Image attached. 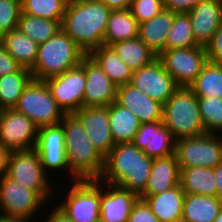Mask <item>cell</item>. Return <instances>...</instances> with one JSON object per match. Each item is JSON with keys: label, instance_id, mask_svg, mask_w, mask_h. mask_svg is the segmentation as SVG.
I'll use <instances>...</instances> for the list:
<instances>
[{"label": "cell", "instance_id": "obj_1", "mask_svg": "<svg viewBox=\"0 0 222 222\" xmlns=\"http://www.w3.org/2000/svg\"><path fill=\"white\" fill-rule=\"evenodd\" d=\"M153 158L132 142L115 144L104 157V169L99 181L129 190L139 197L145 192Z\"/></svg>", "mask_w": 222, "mask_h": 222}, {"label": "cell", "instance_id": "obj_2", "mask_svg": "<svg viewBox=\"0 0 222 222\" xmlns=\"http://www.w3.org/2000/svg\"><path fill=\"white\" fill-rule=\"evenodd\" d=\"M111 12L99 0H69L61 29L88 55L104 44Z\"/></svg>", "mask_w": 222, "mask_h": 222}, {"label": "cell", "instance_id": "obj_3", "mask_svg": "<svg viewBox=\"0 0 222 222\" xmlns=\"http://www.w3.org/2000/svg\"><path fill=\"white\" fill-rule=\"evenodd\" d=\"M64 128L66 158L71 180H99L104 157L89 140L88 133L75 114H66L60 123Z\"/></svg>", "mask_w": 222, "mask_h": 222}, {"label": "cell", "instance_id": "obj_4", "mask_svg": "<svg viewBox=\"0 0 222 222\" xmlns=\"http://www.w3.org/2000/svg\"><path fill=\"white\" fill-rule=\"evenodd\" d=\"M86 53L61 29L47 41L40 43L32 79L46 80L78 66Z\"/></svg>", "mask_w": 222, "mask_h": 222}, {"label": "cell", "instance_id": "obj_5", "mask_svg": "<svg viewBox=\"0 0 222 222\" xmlns=\"http://www.w3.org/2000/svg\"><path fill=\"white\" fill-rule=\"evenodd\" d=\"M163 123L175 140L205 133L197 96L189 87H178L164 104Z\"/></svg>", "mask_w": 222, "mask_h": 222}, {"label": "cell", "instance_id": "obj_6", "mask_svg": "<svg viewBox=\"0 0 222 222\" xmlns=\"http://www.w3.org/2000/svg\"><path fill=\"white\" fill-rule=\"evenodd\" d=\"M6 176L34 191L47 206L49 198L52 197L51 194H54L56 192L54 190L58 189L53 188L55 179L44 172L39 155L34 148L11 151Z\"/></svg>", "mask_w": 222, "mask_h": 222}, {"label": "cell", "instance_id": "obj_7", "mask_svg": "<svg viewBox=\"0 0 222 222\" xmlns=\"http://www.w3.org/2000/svg\"><path fill=\"white\" fill-rule=\"evenodd\" d=\"M14 110L27 116L38 128L60 124L66 115L44 80L31 79Z\"/></svg>", "mask_w": 222, "mask_h": 222}, {"label": "cell", "instance_id": "obj_8", "mask_svg": "<svg viewBox=\"0 0 222 222\" xmlns=\"http://www.w3.org/2000/svg\"><path fill=\"white\" fill-rule=\"evenodd\" d=\"M65 189V198L57 205L74 222H97L100 220L101 181L77 180Z\"/></svg>", "mask_w": 222, "mask_h": 222}, {"label": "cell", "instance_id": "obj_9", "mask_svg": "<svg viewBox=\"0 0 222 222\" xmlns=\"http://www.w3.org/2000/svg\"><path fill=\"white\" fill-rule=\"evenodd\" d=\"M174 154L180 168H214L222 163V134L204 133L178 139Z\"/></svg>", "mask_w": 222, "mask_h": 222}, {"label": "cell", "instance_id": "obj_10", "mask_svg": "<svg viewBox=\"0 0 222 222\" xmlns=\"http://www.w3.org/2000/svg\"><path fill=\"white\" fill-rule=\"evenodd\" d=\"M157 58L178 87H189L208 62L203 46L164 50Z\"/></svg>", "mask_w": 222, "mask_h": 222}, {"label": "cell", "instance_id": "obj_11", "mask_svg": "<svg viewBox=\"0 0 222 222\" xmlns=\"http://www.w3.org/2000/svg\"><path fill=\"white\" fill-rule=\"evenodd\" d=\"M53 98L65 114H75L83 107L86 84L85 57L66 72L45 80Z\"/></svg>", "mask_w": 222, "mask_h": 222}, {"label": "cell", "instance_id": "obj_12", "mask_svg": "<svg viewBox=\"0 0 222 222\" xmlns=\"http://www.w3.org/2000/svg\"><path fill=\"white\" fill-rule=\"evenodd\" d=\"M45 202L32 190L3 176L0 179V217L33 218ZM38 212V213H37Z\"/></svg>", "mask_w": 222, "mask_h": 222}, {"label": "cell", "instance_id": "obj_13", "mask_svg": "<svg viewBox=\"0 0 222 222\" xmlns=\"http://www.w3.org/2000/svg\"><path fill=\"white\" fill-rule=\"evenodd\" d=\"M64 140V128L61 124L38 128L34 149L37 151L43 170L47 175L48 173L57 174L58 171H61L59 173L61 174L64 171L67 174L69 172L68 176L71 177Z\"/></svg>", "mask_w": 222, "mask_h": 222}, {"label": "cell", "instance_id": "obj_14", "mask_svg": "<svg viewBox=\"0 0 222 222\" xmlns=\"http://www.w3.org/2000/svg\"><path fill=\"white\" fill-rule=\"evenodd\" d=\"M38 127L24 114L14 109L0 110V143L10 149H33Z\"/></svg>", "mask_w": 222, "mask_h": 222}, {"label": "cell", "instance_id": "obj_15", "mask_svg": "<svg viewBox=\"0 0 222 222\" xmlns=\"http://www.w3.org/2000/svg\"><path fill=\"white\" fill-rule=\"evenodd\" d=\"M130 84L163 105L178 88L158 58L150 64L133 71Z\"/></svg>", "mask_w": 222, "mask_h": 222}, {"label": "cell", "instance_id": "obj_16", "mask_svg": "<svg viewBox=\"0 0 222 222\" xmlns=\"http://www.w3.org/2000/svg\"><path fill=\"white\" fill-rule=\"evenodd\" d=\"M85 74L83 107L109 106L116 101L117 85L88 55L85 56Z\"/></svg>", "mask_w": 222, "mask_h": 222}, {"label": "cell", "instance_id": "obj_17", "mask_svg": "<svg viewBox=\"0 0 222 222\" xmlns=\"http://www.w3.org/2000/svg\"><path fill=\"white\" fill-rule=\"evenodd\" d=\"M75 115L82 122L89 140L105 157L115 145L109 126L108 106L82 107Z\"/></svg>", "mask_w": 222, "mask_h": 222}, {"label": "cell", "instance_id": "obj_18", "mask_svg": "<svg viewBox=\"0 0 222 222\" xmlns=\"http://www.w3.org/2000/svg\"><path fill=\"white\" fill-rule=\"evenodd\" d=\"M175 142L163 121L141 123L132 141L136 147L153 159L173 155Z\"/></svg>", "mask_w": 222, "mask_h": 222}, {"label": "cell", "instance_id": "obj_19", "mask_svg": "<svg viewBox=\"0 0 222 222\" xmlns=\"http://www.w3.org/2000/svg\"><path fill=\"white\" fill-rule=\"evenodd\" d=\"M115 102L135 114L140 123L163 121L164 105L130 83L117 86Z\"/></svg>", "mask_w": 222, "mask_h": 222}, {"label": "cell", "instance_id": "obj_20", "mask_svg": "<svg viewBox=\"0 0 222 222\" xmlns=\"http://www.w3.org/2000/svg\"><path fill=\"white\" fill-rule=\"evenodd\" d=\"M139 198L129 190L101 182L100 220L102 222H127Z\"/></svg>", "mask_w": 222, "mask_h": 222}, {"label": "cell", "instance_id": "obj_21", "mask_svg": "<svg viewBox=\"0 0 222 222\" xmlns=\"http://www.w3.org/2000/svg\"><path fill=\"white\" fill-rule=\"evenodd\" d=\"M188 15L196 43L206 47L222 24V0H203Z\"/></svg>", "mask_w": 222, "mask_h": 222}, {"label": "cell", "instance_id": "obj_22", "mask_svg": "<svg viewBox=\"0 0 222 222\" xmlns=\"http://www.w3.org/2000/svg\"><path fill=\"white\" fill-rule=\"evenodd\" d=\"M180 167L176 155L153 159L152 171L142 195H156L180 184Z\"/></svg>", "mask_w": 222, "mask_h": 222}, {"label": "cell", "instance_id": "obj_23", "mask_svg": "<svg viewBox=\"0 0 222 222\" xmlns=\"http://www.w3.org/2000/svg\"><path fill=\"white\" fill-rule=\"evenodd\" d=\"M175 14V12L163 9L152 19L139 24V39L157 56L166 50L167 33L173 24Z\"/></svg>", "mask_w": 222, "mask_h": 222}, {"label": "cell", "instance_id": "obj_24", "mask_svg": "<svg viewBox=\"0 0 222 222\" xmlns=\"http://www.w3.org/2000/svg\"><path fill=\"white\" fill-rule=\"evenodd\" d=\"M185 192L181 184L156 195H141L160 222H173L182 218Z\"/></svg>", "mask_w": 222, "mask_h": 222}, {"label": "cell", "instance_id": "obj_25", "mask_svg": "<svg viewBox=\"0 0 222 222\" xmlns=\"http://www.w3.org/2000/svg\"><path fill=\"white\" fill-rule=\"evenodd\" d=\"M88 56L99 65L117 86L131 83L133 71L117 55L111 45L103 44L93 49Z\"/></svg>", "mask_w": 222, "mask_h": 222}, {"label": "cell", "instance_id": "obj_26", "mask_svg": "<svg viewBox=\"0 0 222 222\" xmlns=\"http://www.w3.org/2000/svg\"><path fill=\"white\" fill-rule=\"evenodd\" d=\"M222 209V202L216 196L185 193L182 219L186 222H213Z\"/></svg>", "mask_w": 222, "mask_h": 222}, {"label": "cell", "instance_id": "obj_27", "mask_svg": "<svg viewBox=\"0 0 222 222\" xmlns=\"http://www.w3.org/2000/svg\"><path fill=\"white\" fill-rule=\"evenodd\" d=\"M4 49L24 68L31 69L38 55L39 44L23 34L18 28L0 38Z\"/></svg>", "mask_w": 222, "mask_h": 222}, {"label": "cell", "instance_id": "obj_28", "mask_svg": "<svg viewBox=\"0 0 222 222\" xmlns=\"http://www.w3.org/2000/svg\"><path fill=\"white\" fill-rule=\"evenodd\" d=\"M108 115L115 144L132 142L141 124L137 116L116 102L108 106Z\"/></svg>", "mask_w": 222, "mask_h": 222}, {"label": "cell", "instance_id": "obj_29", "mask_svg": "<svg viewBox=\"0 0 222 222\" xmlns=\"http://www.w3.org/2000/svg\"><path fill=\"white\" fill-rule=\"evenodd\" d=\"M180 170V184L185 193L216 196L214 168L189 167Z\"/></svg>", "mask_w": 222, "mask_h": 222}, {"label": "cell", "instance_id": "obj_30", "mask_svg": "<svg viewBox=\"0 0 222 222\" xmlns=\"http://www.w3.org/2000/svg\"><path fill=\"white\" fill-rule=\"evenodd\" d=\"M139 23L130 9L112 10L104 34V44L128 40L138 36Z\"/></svg>", "mask_w": 222, "mask_h": 222}, {"label": "cell", "instance_id": "obj_31", "mask_svg": "<svg viewBox=\"0 0 222 222\" xmlns=\"http://www.w3.org/2000/svg\"><path fill=\"white\" fill-rule=\"evenodd\" d=\"M111 46L132 71L150 64L157 55L139 37L117 41Z\"/></svg>", "mask_w": 222, "mask_h": 222}, {"label": "cell", "instance_id": "obj_32", "mask_svg": "<svg viewBox=\"0 0 222 222\" xmlns=\"http://www.w3.org/2000/svg\"><path fill=\"white\" fill-rule=\"evenodd\" d=\"M30 69L20 67L16 72L0 77V110L14 109L25 86L31 81Z\"/></svg>", "mask_w": 222, "mask_h": 222}, {"label": "cell", "instance_id": "obj_33", "mask_svg": "<svg viewBox=\"0 0 222 222\" xmlns=\"http://www.w3.org/2000/svg\"><path fill=\"white\" fill-rule=\"evenodd\" d=\"M189 88L197 97L222 99V66L208 61Z\"/></svg>", "mask_w": 222, "mask_h": 222}, {"label": "cell", "instance_id": "obj_34", "mask_svg": "<svg viewBox=\"0 0 222 222\" xmlns=\"http://www.w3.org/2000/svg\"><path fill=\"white\" fill-rule=\"evenodd\" d=\"M62 21H53L21 13L17 28L30 39L40 44L61 30Z\"/></svg>", "mask_w": 222, "mask_h": 222}, {"label": "cell", "instance_id": "obj_35", "mask_svg": "<svg viewBox=\"0 0 222 222\" xmlns=\"http://www.w3.org/2000/svg\"><path fill=\"white\" fill-rule=\"evenodd\" d=\"M199 46L192 30L188 13H176L173 24L167 33L166 50Z\"/></svg>", "mask_w": 222, "mask_h": 222}, {"label": "cell", "instance_id": "obj_36", "mask_svg": "<svg viewBox=\"0 0 222 222\" xmlns=\"http://www.w3.org/2000/svg\"><path fill=\"white\" fill-rule=\"evenodd\" d=\"M69 0H21V13L62 21Z\"/></svg>", "mask_w": 222, "mask_h": 222}, {"label": "cell", "instance_id": "obj_37", "mask_svg": "<svg viewBox=\"0 0 222 222\" xmlns=\"http://www.w3.org/2000/svg\"><path fill=\"white\" fill-rule=\"evenodd\" d=\"M198 107L205 133H222V99L212 97H197Z\"/></svg>", "mask_w": 222, "mask_h": 222}, {"label": "cell", "instance_id": "obj_38", "mask_svg": "<svg viewBox=\"0 0 222 222\" xmlns=\"http://www.w3.org/2000/svg\"><path fill=\"white\" fill-rule=\"evenodd\" d=\"M21 14V0H0V38L16 29Z\"/></svg>", "mask_w": 222, "mask_h": 222}, {"label": "cell", "instance_id": "obj_39", "mask_svg": "<svg viewBox=\"0 0 222 222\" xmlns=\"http://www.w3.org/2000/svg\"><path fill=\"white\" fill-rule=\"evenodd\" d=\"M129 9L140 24L160 13L164 9V2L163 0H131Z\"/></svg>", "mask_w": 222, "mask_h": 222}, {"label": "cell", "instance_id": "obj_40", "mask_svg": "<svg viewBox=\"0 0 222 222\" xmlns=\"http://www.w3.org/2000/svg\"><path fill=\"white\" fill-rule=\"evenodd\" d=\"M127 222H160L144 199L134 204Z\"/></svg>", "mask_w": 222, "mask_h": 222}, {"label": "cell", "instance_id": "obj_41", "mask_svg": "<svg viewBox=\"0 0 222 222\" xmlns=\"http://www.w3.org/2000/svg\"><path fill=\"white\" fill-rule=\"evenodd\" d=\"M208 61L222 66V24L214 33L211 42L206 46Z\"/></svg>", "mask_w": 222, "mask_h": 222}, {"label": "cell", "instance_id": "obj_42", "mask_svg": "<svg viewBox=\"0 0 222 222\" xmlns=\"http://www.w3.org/2000/svg\"><path fill=\"white\" fill-rule=\"evenodd\" d=\"M203 0H163L164 9L175 13H188Z\"/></svg>", "mask_w": 222, "mask_h": 222}, {"label": "cell", "instance_id": "obj_43", "mask_svg": "<svg viewBox=\"0 0 222 222\" xmlns=\"http://www.w3.org/2000/svg\"><path fill=\"white\" fill-rule=\"evenodd\" d=\"M21 66L0 43V77L16 72Z\"/></svg>", "mask_w": 222, "mask_h": 222}, {"label": "cell", "instance_id": "obj_44", "mask_svg": "<svg viewBox=\"0 0 222 222\" xmlns=\"http://www.w3.org/2000/svg\"><path fill=\"white\" fill-rule=\"evenodd\" d=\"M43 222H74L57 205Z\"/></svg>", "mask_w": 222, "mask_h": 222}, {"label": "cell", "instance_id": "obj_45", "mask_svg": "<svg viewBox=\"0 0 222 222\" xmlns=\"http://www.w3.org/2000/svg\"><path fill=\"white\" fill-rule=\"evenodd\" d=\"M10 154L11 150L0 143V179L7 174Z\"/></svg>", "mask_w": 222, "mask_h": 222}, {"label": "cell", "instance_id": "obj_46", "mask_svg": "<svg viewBox=\"0 0 222 222\" xmlns=\"http://www.w3.org/2000/svg\"><path fill=\"white\" fill-rule=\"evenodd\" d=\"M111 10H126L130 7L131 0H99Z\"/></svg>", "mask_w": 222, "mask_h": 222}, {"label": "cell", "instance_id": "obj_47", "mask_svg": "<svg viewBox=\"0 0 222 222\" xmlns=\"http://www.w3.org/2000/svg\"><path fill=\"white\" fill-rule=\"evenodd\" d=\"M214 178L216 179V197L222 202V163L214 167Z\"/></svg>", "mask_w": 222, "mask_h": 222}, {"label": "cell", "instance_id": "obj_48", "mask_svg": "<svg viewBox=\"0 0 222 222\" xmlns=\"http://www.w3.org/2000/svg\"><path fill=\"white\" fill-rule=\"evenodd\" d=\"M34 218H7L0 217V222H33Z\"/></svg>", "mask_w": 222, "mask_h": 222}, {"label": "cell", "instance_id": "obj_49", "mask_svg": "<svg viewBox=\"0 0 222 222\" xmlns=\"http://www.w3.org/2000/svg\"><path fill=\"white\" fill-rule=\"evenodd\" d=\"M213 222H222V209L219 212V215L213 220Z\"/></svg>", "mask_w": 222, "mask_h": 222}, {"label": "cell", "instance_id": "obj_50", "mask_svg": "<svg viewBox=\"0 0 222 222\" xmlns=\"http://www.w3.org/2000/svg\"><path fill=\"white\" fill-rule=\"evenodd\" d=\"M173 222H186V221L181 218V219L175 220Z\"/></svg>", "mask_w": 222, "mask_h": 222}]
</instances>
